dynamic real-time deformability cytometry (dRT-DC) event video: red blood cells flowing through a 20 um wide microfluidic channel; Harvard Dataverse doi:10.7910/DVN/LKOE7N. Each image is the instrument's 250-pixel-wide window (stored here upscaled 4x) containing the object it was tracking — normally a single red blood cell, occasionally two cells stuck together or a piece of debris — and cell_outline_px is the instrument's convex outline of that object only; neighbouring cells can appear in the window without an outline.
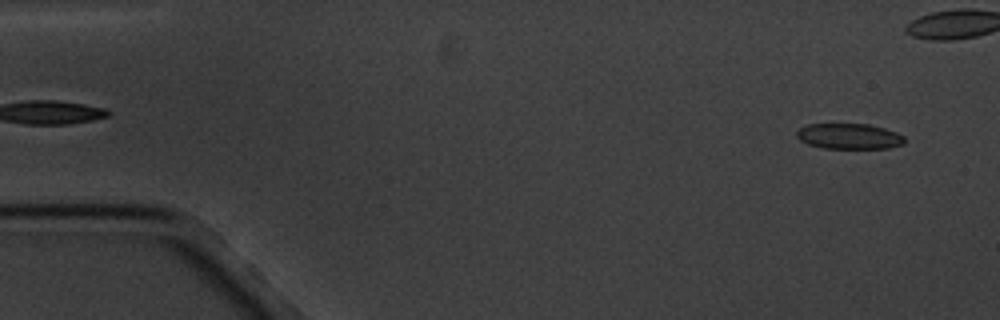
{"species": "common noctule bat (a hibernating species)", "species_latin": "Nyctalus noctula", "temperature_condition": "cold", "stored_images_in_passage": 5, "segment_of_instrument_passage": [2, 2], "camera_frame_rate_fps": 3000, "um_per_image_px": 0.085, "animal": {"sex": "male", "body_mass_g": 20.1, "forearm_length_mm": 53.5}, "frame": {"image": 1, "passage_image": 5, "time_ms": 5.667, "image_size_px": [1000, 320], "cell_outline_px": [[904, 144], [888, 148], [824, 148], [808, 144], [800, 140], [796, 136], [796, 132], [800, 128], [808, 124], [868, 124], [884, 128], [896, 132], [904, 136]], "centroid_in_image_um": [72.18, 11.58], "position_along_channel_um": 12.8, "area_um2": 16.01}}